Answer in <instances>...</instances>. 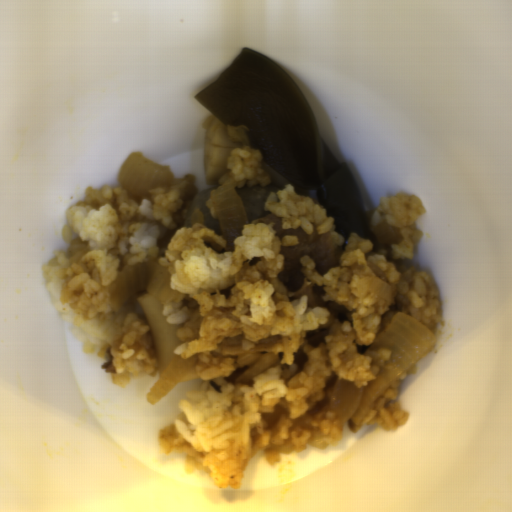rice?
<instances>
[{"label": "rice", "instance_id": "1", "mask_svg": "<svg viewBox=\"0 0 512 512\" xmlns=\"http://www.w3.org/2000/svg\"><path fill=\"white\" fill-rule=\"evenodd\" d=\"M182 178L157 186L150 196L131 200L120 185L88 187L80 200L66 210L61 231L67 244L41 268L53 307L70 323L84 351L106 363L113 356V385L128 387L138 374L151 378L159 371L154 338L148 318L138 303L146 291L134 293L117 313L108 288L126 266L154 257L170 273V288L178 295L164 304L166 323L179 325L182 342L175 355L196 357L194 370L202 381L179 401L177 417L159 430L165 454L185 453V472L205 470L218 488L241 487L245 467L263 452L270 465L281 455L338 445L343 432L339 414L331 407L315 418L306 412L323 396L327 376L345 378L355 387H367L391 352L370 349L398 313L415 317L438 331L441 299L433 279L408 264L398 272L373 250L368 238L350 234L340 255L339 267L321 276L315 261L300 259L302 270L321 286L327 301L343 304L350 322H334L321 343L312 347L308 331L325 325L331 312L324 305L308 306L307 296L278 303L272 281L280 274L281 246L296 247L297 235H283L272 223L243 225L231 249L218 253L203 238L211 237L226 248L222 235L201 223L182 227L172 235L165 251L158 249L164 226L176 228L174 211L183 204ZM366 266L393 287L392 300L370 294L360 276L351 271ZM309 353L302 371L284 384L280 364H292L300 349ZM273 352L278 359L245 384L234 380L249 365L235 362L247 353ZM289 409L291 421L279 425L275 437L265 431L264 413L277 404Z\"/></svg>", "mask_w": 512, "mask_h": 512}, {"label": "rice", "instance_id": "2", "mask_svg": "<svg viewBox=\"0 0 512 512\" xmlns=\"http://www.w3.org/2000/svg\"><path fill=\"white\" fill-rule=\"evenodd\" d=\"M263 210L273 212L281 218V228L296 229L301 227L303 232L312 235L313 224L318 235L329 233L335 246L344 244V237L335 232L334 217L327 216V208L316 203L311 197L299 196L292 184L284 185V189L271 192Z\"/></svg>", "mask_w": 512, "mask_h": 512}, {"label": "rice", "instance_id": "3", "mask_svg": "<svg viewBox=\"0 0 512 512\" xmlns=\"http://www.w3.org/2000/svg\"><path fill=\"white\" fill-rule=\"evenodd\" d=\"M425 213L426 208L420 197L416 194L397 192L393 196L380 198L369 224L372 230L381 223L397 228L401 241L398 245L392 244V255L397 259L412 261L415 247L423 236L422 230H418L416 224Z\"/></svg>", "mask_w": 512, "mask_h": 512}, {"label": "rice", "instance_id": "4", "mask_svg": "<svg viewBox=\"0 0 512 512\" xmlns=\"http://www.w3.org/2000/svg\"><path fill=\"white\" fill-rule=\"evenodd\" d=\"M417 364L408 366L394 381H392L374 400L357 424L348 419V425L356 433L362 425L379 426L384 431H391L404 426L409 419L396 400L399 392V382L408 374H416Z\"/></svg>", "mask_w": 512, "mask_h": 512}, {"label": "rice", "instance_id": "5", "mask_svg": "<svg viewBox=\"0 0 512 512\" xmlns=\"http://www.w3.org/2000/svg\"><path fill=\"white\" fill-rule=\"evenodd\" d=\"M262 160L258 148L246 145L234 148L226 162V169H229V172L220 177L218 184L223 185L231 181L234 189L244 186L266 187L271 179L262 170Z\"/></svg>", "mask_w": 512, "mask_h": 512}, {"label": "rice", "instance_id": "6", "mask_svg": "<svg viewBox=\"0 0 512 512\" xmlns=\"http://www.w3.org/2000/svg\"><path fill=\"white\" fill-rule=\"evenodd\" d=\"M205 206H206V209H208L211 212L213 220H218L219 221L217 213H216V210H215V207H214V204H213V201H212V197H210L207 200Z\"/></svg>", "mask_w": 512, "mask_h": 512}]
</instances>
